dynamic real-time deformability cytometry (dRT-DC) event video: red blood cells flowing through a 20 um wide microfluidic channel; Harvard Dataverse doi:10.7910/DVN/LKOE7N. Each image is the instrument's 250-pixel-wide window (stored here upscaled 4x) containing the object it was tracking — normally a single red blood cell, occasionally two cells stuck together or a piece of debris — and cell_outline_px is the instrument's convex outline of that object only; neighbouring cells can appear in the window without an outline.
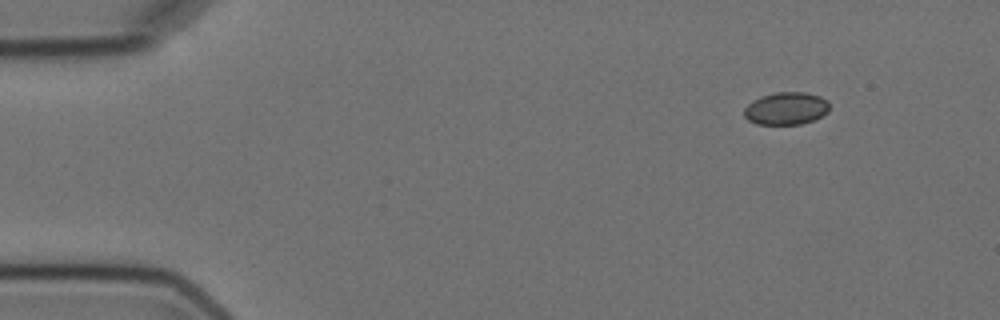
{"species": "Egyptian fruit bat (a non-hibernating species)", "species_latin": "Rousettus aegyptiacus", "temperature_condition": "cold", "stored_images_in_passage": 3, "camera_frame_rate_fps": 3000, "um_per_image_px": 0.085, "animal": {"sex": "female"}, "frame": {"image": 1, "passage_image": 3, "time_ms": 2.333, "image_size_px": [1000, 320], "cell_outline_px": [[828, 112], [812, 120], [800, 124], [756, 124], [748, 120], [744, 116], [744, 108], [752, 100], [760, 96], [776, 92], [804, 92], [820, 96], [828, 100]], "centroid_in_image_um": [66.79, 9.21], "position_along_channel_um": 18.2, "area_um2": 16.18}}